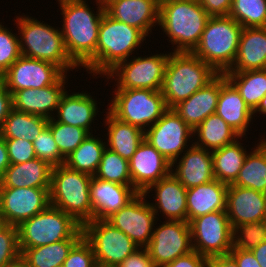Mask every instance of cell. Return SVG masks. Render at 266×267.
I'll return each mask as SVG.
<instances>
[{"mask_svg":"<svg viewBox=\"0 0 266 267\" xmlns=\"http://www.w3.org/2000/svg\"><path fill=\"white\" fill-rule=\"evenodd\" d=\"M57 1L63 16L61 33L68 55L79 67L86 68L89 74L96 76V46L105 12L104 3L95 0L98 7L94 12L86 3L87 0Z\"/></svg>","mask_w":266,"mask_h":267,"instance_id":"cell-1","label":"cell"},{"mask_svg":"<svg viewBox=\"0 0 266 267\" xmlns=\"http://www.w3.org/2000/svg\"><path fill=\"white\" fill-rule=\"evenodd\" d=\"M208 13L197 0H160L159 24L176 48L173 52H192L204 31Z\"/></svg>","mask_w":266,"mask_h":267,"instance_id":"cell-2","label":"cell"},{"mask_svg":"<svg viewBox=\"0 0 266 267\" xmlns=\"http://www.w3.org/2000/svg\"><path fill=\"white\" fill-rule=\"evenodd\" d=\"M218 73L192 52H170L161 88L167 108H173L212 81Z\"/></svg>","mask_w":266,"mask_h":267,"instance_id":"cell-3","label":"cell"},{"mask_svg":"<svg viewBox=\"0 0 266 267\" xmlns=\"http://www.w3.org/2000/svg\"><path fill=\"white\" fill-rule=\"evenodd\" d=\"M19 30L21 55L58 66L65 74L79 67L68 55L60 28L24 14L14 20Z\"/></svg>","mask_w":266,"mask_h":267,"instance_id":"cell-4","label":"cell"},{"mask_svg":"<svg viewBox=\"0 0 266 267\" xmlns=\"http://www.w3.org/2000/svg\"><path fill=\"white\" fill-rule=\"evenodd\" d=\"M243 27L230 16L209 17L200 41L192 51L218 74L234 64Z\"/></svg>","mask_w":266,"mask_h":267,"instance_id":"cell-5","label":"cell"},{"mask_svg":"<svg viewBox=\"0 0 266 267\" xmlns=\"http://www.w3.org/2000/svg\"><path fill=\"white\" fill-rule=\"evenodd\" d=\"M92 176L67 167L54 166L51 172L50 205L71 215L79 224L93 220L90 183Z\"/></svg>","mask_w":266,"mask_h":267,"instance_id":"cell-6","label":"cell"},{"mask_svg":"<svg viewBox=\"0 0 266 267\" xmlns=\"http://www.w3.org/2000/svg\"><path fill=\"white\" fill-rule=\"evenodd\" d=\"M17 228L21 253L26 248L83 238L82 225L71 215L51 205L23 221Z\"/></svg>","mask_w":266,"mask_h":267,"instance_id":"cell-7","label":"cell"},{"mask_svg":"<svg viewBox=\"0 0 266 267\" xmlns=\"http://www.w3.org/2000/svg\"><path fill=\"white\" fill-rule=\"evenodd\" d=\"M146 37L141 30L104 12L96 46V75L106 76L119 63L129 59Z\"/></svg>","mask_w":266,"mask_h":267,"instance_id":"cell-8","label":"cell"},{"mask_svg":"<svg viewBox=\"0 0 266 267\" xmlns=\"http://www.w3.org/2000/svg\"><path fill=\"white\" fill-rule=\"evenodd\" d=\"M109 110L116 118L144 132L168 109L161 91L151 89H115ZM146 127V128H145Z\"/></svg>","mask_w":266,"mask_h":267,"instance_id":"cell-9","label":"cell"},{"mask_svg":"<svg viewBox=\"0 0 266 267\" xmlns=\"http://www.w3.org/2000/svg\"><path fill=\"white\" fill-rule=\"evenodd\" d=\"M83 238L91 245L95 260L118 266L140 247L106 219H93L82 225Z\"/></svg>","mask_w":266,"mask_h":267,"instance_id":"cell-10","label":"cell"},{"mask_svg":"<svg viewBox=\"0 0 266 267\" xmlns=\"http://www.w3.org/2000/svg\"><path fill=\"white\" fill-rule=\"evenodd\" d=\"M189 227L193 250L207 259L227 255L233 248V228L226 210L194 218Z\"/></svg>","mask_w":266,"mask_h":267,"instance_id":"cell-11","label":"cell"},{"mask_svg":"<svg viewBox=\"0 0 266 267\" xmlns=\"http://www.w3.org/2000/svg\"><path fill=\"white\" fill-rule=\"evenodd\" d=\"M170 52L135 57L119 63L107 74L116 79L115 89H151L161 91ZM129 60V61H128Z\"/></svg>","mask_w":266,"mask_h":267,"instance_id":"cell-12","label":"cell"},{"mask_svg":"<svg viewBox=\"0 0 266 267\" xmlns=\"http://www.w3.org/2000/svg\"><path fill=\"white\" fill-rule=\"evenodd\" d=\"M193 136V130L173 108H168L162 117L144 132V138L171 163L188 149V143Z\"/></svg>","mask_w":266,"mask_h":267,"instance_id":"cell-13","label":"cell"},{"mask_svg":"<svg viewBox=\"0 0 266 267\" xmlns=\"http://www.w3.org/2000/svg\"><path fill=\"white\" fill-rule=\"evenodd\" d=\"M155 267L171 263L193 251L188 222L167 220L156 228L146 247Z\"/></svg>","mask_w":266,"mask_h":267,"instance_id":"cell-14","label":"cell"},{"mask_svg":"<svg viewBox=\"0 0 266 267\" xmlns=\"http://www.w3.org/2000/svg\"><path fill=\"white\" fill-rule=\"evenodd\" d=\"M144 193H139L132 201L106 220L131 238L140 248H146L152 238L157 218ZM147 201V202H146Z\"/></svg>","mask_w":266,"mask_h":267,"instance_id":"cell-15","label":"cell"},{"mask_svg":"<svg viewBox=\"0 0 266 267\" xmlns=\"http://www.w3.org/2000/svg\"><path fill=\"white\" fill-rule=\"evenodd\" d=\"M64 74L52 63L21 55L0 78L13 94L22 89H40L53 85Z\"/></svg>","mask_w":266,"mask_h":267,"instance_id":"cell-16","label":"cell"},{"mask_svg":"<svg viewBox=\"0 0 266 267\" xmlns=\"http://www.w3.org/2000/svg\"><path fill=\"white\" fill-rule=\"evenodd\" d=\"M50 188L0 187V211L9 225L19 226L50 205Z\"/></svg>","mask_w":266,"mask_h":267,"instance_id":"cell-17","label":"cell"},{"mask_svg":"<svg viewBox=\"0 0 266 267\" xmlns=\"http://www.w3.org/2000/svg\"><path fill=\"white\" fill-rule=\"evenodd\" d=\"M128 162L132 186L139 193H144L152 184L168 176L172 171V163L145 138Z\"/></svg>","mask_w":266,"mask_h":267,"instance_id":"cell-18","label":"cell"},{"mask_svg":"<svg viewBox=\"0 0 266 267\" xmlns=\"http://www.w3.org/2000/svg\"><path fill=\"white\" fill-rule=\"evenodd\" d=\"M103 3L108 16L141 30L146 36L159 24L160 0H105Z\"/></svg>","mask_w":266,"mask_h":267,"instance_id":"cell-19","label":"cell"},{"mask_svg":"<svg viewBox=\"0 0 266 267\" xmlns=\"http://www.w3.org/2000/svg\"><path fill=\"white\" fill-rule=\"evenodd\" d=\"M226 213L231 227L266 220V194L251 188L228 185Z\"/></svg>","mask_w":266,"mask_h":267,"instance_id":"cell-20","label":"cell"},{"mask_svg":"<svg viewBox=\"0 0 266 267\" xmlns=\"http://www.w3.org/2000/svg\"><path fill=\"white\" fill-rule=\"evenodd\" d=\"M66 79L67 74H64L53 85L45 86L40 89L31 88L15 91L12 94L13 109L52 119L61 97L66 92Z\"/></svg>","mask_w":266,"mask_h":267,"instance_id":"cell-21","label":"cell"},{"mask_svg":"<svg viewBox=\"0 0 266 267\" xmlns=\"http://www.w3.org/2000/svg\"><path fill=\"white\" fill-rule=\"evenodd\" d=\"M155 191V203H150L156 216L158 211L167 220L187 222V189L171 172L157 183L152 184L144 194L149 196L151 191Z\"/></svg>","mask_w":266,"mask_h":267,"instance_id":"cell-22","label":"cell"},{"mask_svg":"<svg viewBox=\"0 0 266 267\" xmlns=\"http://www.w3.org/2000/svg\"><path fill=\"white\" fill-rule=\"evenodd\" d=\"M139 192L132 185L104 181L92 176L90 183L93 219H107L132 201Z\"/></svg>","mask_w":266,"mask_h":267,"instance_id":"cell-23","label":"cell"},{"mask_svg":"<svg viewBox=\"0 0 266 267\" xmlns=\"http://www.w3.org/2000/svg\"><path fill=\"white\" fill-rule=\"evenodd\" d=\"M191 143L183 155L172 163L171 171L186 189L209 183L215 179L212 152ZM174 167H176L175 171Z\"/></svg>","mask_w":266,"mask_h":267,"instance_id":"cell-24","label":"cell"},{"mask_svg":"<svg viewBox=\"0 0 266 267\" xmlns=\"http://www.w3.org/2000/svg\"><path fill=\"white\" fill-rule=\"evenodd\" d=\"M221 90V74L189 98L173 107V110L195 130L209 115L215 113Z\"/></svg>","mask_w":266,"mask_h":267,"instance_id":"cell-25","label":"cell"},{"mask_svg":"<svg viewBox=\"0 0 266 267\" xmlns=\"http://www.w3.org/2000/svg\"><path fill=\"white\" fill-rule=\"evenodd\" d=\"M215 113L241 137L246 136L250 122L254 118L253 111L236 88L227 80L225 74H221V90Z\"/></svg>","mask_w":266,"mask_h":267,"instance_id":"cell-26","label":"cell"},{"mask_svg":"<svg viewBox=\"0 0 266 267\" xmlns=\"http://www.w3.org/2000/svg\"><path fill=\"white\" fill-rule=\"evenodd\" d=\"M90 93L75 92L70 95L66 91L54 114V120L63 124L77 126L85 129L89 134L91 132L92 122L98 113L96 99L92 98ZM57 114V115H56ZM56 118V119H55Z\"/></svg>","mask_w":266,"mask_h":267,"instance_id":"cell-27","label":"cell"},{"mask_svg":"<svg viewBox=\"0 0 266 267\" xmlns=\"http://www.w3.org/2000/svg\"><path fill=\"white\" fill-rule=\"evenodd\" d=\"M266 69V27L243 28L233 66L227 72Z\"/></svg>","mask_w":266,"mask_h":267,"instance_id":"cell-28","label":"cell"},{"mask_svg":"<svg viewBox=\"0 0 266 267\" xmlns=\"http://www.w3.org/2000/svg\"><path fill=\"white\" fill-rule=\"evenodd\" d=\"M227 187V184L214 179L187 189V222L208 213L226 210Z\"/></svg>","mask_w":266,"mask_h":267,"instance_id":"cell-29","label":"cell"},{"mask_svg":"<svg viewBox=\"0 0 266 267\" xmlns=\"http://www.w3.org/2000/svg\"><path fill=\"white\" fill-rule=\"evenodd\" d=\"M53 166L39 158L19 164H10L2 177L0 187L50 188Z\"/></svg>","mask_w":266,"mask_h":267,"instance_id":"cell-30","label":"cell"},{"mask_svg":"<svg viewBox=\"0 0 266 267\" xmlns=\"http://www.w3.org/2000/svg\"><path fill=\"white\" fill-rule=\"evenodd\" d=\"M106 114L104 122L108 127L106 128L108 130L106 147L129 161L139 144L144 140V131L137 126L119 120L109 110Z\"/></svg>","mask_w":266,"mask_h":267,"instance_id":"cell-31","label":"cell"},{"mask_svg":"<svg viewBox=\"0 0 266 267\" xmlns=\"http://www.w3.org/2000/svg\"><path fill=\"white\" fill-rule=\"evenodd\" d=\"M193 134L198 136V140L195 139L193 144L211 152L231 144L241 137L216 113L203 120L193 130Z\"/></svg>","mask_w":266,"mask_h":267,"instance_id":"cell-32","label":"cell"},{"mask_svg":"<svg viewBox=\"0 0 266 267\" xmlns=\"http://www.w3.org/2000/svg\"><path fill=\"white\" fill-rule=\"evenodd\" d=\"M239 139L242 141L240 137L235 142L212 151L214 178L227 185L235 182L247 156L246 148Z\"/></svg>","mask_w":266,"mask_h":267,"instance_id":"cell-33","label":"cell"},{"mask_svg":"<svg viewBox=\"0 0 266 267\" xmlns=\"http://www.w3.org/2000/svg\"><path fill=\"white\" fill-rule=\"evenodd\" d=\"M106 143L93 134H88L84 141L72 151L64 161L67 167L94 176L98 170Z\"/></svg>","mask_w":266,"mask_h":267,"instance_id":"cell-34","label":"cell"},{"mask_svg":"<svg viewBox=\"0 0 266 267\" xmlns=\"http://www.w3.org/2000/svg\"><path fill=\"white\" fill-rule=\"evenodd\" d=\"M224 74L248 107L254 111L266 95V69L225 72Z\"/></svg>","mask_w":266,"mask_h":267,"instance_id":"cell-35","label":"cell"},{"mask_svg":"<svg viewBox=\"0 0 266 267\" xmlns=\"http://www.w3.org/2000/svg\"><path fill=\"white\" fill-rule=\"evenodd\" d=\"M49 119L12 109L5 119L0 135L3 138L34 141L47 126Z\"/></svg>","mask_w":266,"mask_h":267,"instance_id":"cell-36","label":"cell"},{"mask_svg":"<svg viewBox=\"0 0 266 267\" xmlns=\"http://www.w3.org/2000/svg\"><path fill=\"white\" fill-rule=\"evenodd\" d=\"M80 240H61L44 246L26 248L21 257L30 267H62L71 249Z\"/></svg>","mask_w":266,"mask_h":267,"instance_id":"cell-37","label":"cell"},{"mask_svg":"<svg viewBox=\"0 0 266 267\" xmlns=\"http://www.w3.org/2000/svg\"><path fill=\"white\" fill-rule=\"evenodd\" d=\"M248 152L238 177L231 185L251 188L266 194V152L258 145Z\"/></svg>","mask_w":266,"mask_h":267,"instance_id":"cell-38","label":"cell"},{"mask_svg":"<svg viewBox=\"0 0 266 267\" xmlns=\"http://www.w3.org/2000/svg\"><path fill=\"white\" fill-rule=\"evenodd\" d=\"M94 176L104 181L132 185L128 160L107 147L103 152L98 170Z\"/></svg>","mask_w":266,"mask_h":267,"instance_id":"cell-39","label":"cell"},{"mask_svg":"<svg viewBox=\"0 0 266 267\" xmlns=\"http://www.w3.org/2000/svg\"><path fill=\"white\" fill-rule=\"evenodd\" d=\"M229 16L243 28L266 27V0H232Z\"/></svg>","mask_w":266,"mask_h":267,"instance_id":"cell-40","label":"cell"},{"mask_svg":"<svg viewBox=\"0 0 266 267\" xmlns=\"http://www.w3.org/2000/svg\"><path fill=\"white\" fill-rule=\"evenodd\" d=\"M47 126L64 158L74 151L89 134L81 127L63 124L55 121L54 118L49 119Z\"/></svg>","mask_w":266,"mask_h":267,"instance_id":"cell-41","label":"cell"},{"mask_svg":"<svg viewBox=\"0 0 266 267\" xmlns=\"http://www.w3.org/2000/svg\"><path fill=\"white\" fill-rule=\"evenodd\" d=\"M266 240V220L243 223L233 229V246L252 250Z\"/></svg>","mask_w":266,"mask_h":267,"instance_id":"cell-42","label":"cell"},{"mask_svg":"<svg viewBox=\"0 0 266 267\" xmlns=\"http://www.w3.org/2000/svg\"><path fill=\"white\" fill-rule=\"evenodd\" d=\"M32 144L36 158L48 162L53 167L64 164L65 158L61 155L48 126L40 132Z\"/></svg>","mask_w":266,"mask_h":267,"instance_id":"cell-43","label":"cell"},{"mask_svg":"<svg viewBox=\"0 0 266 267\" xmlns=\"http://www.w3.org/2000/svg\"><path fill=\"white\" fill-rule=\"evenodd\" d=\"M0 77L21 56L19 36L0 22Z\"/></svg>","mask_w":266,"mask_h":267,"instance_id":"cell-44","label":"cell"},{"mask_svg":"<svg viewBox=\"0 0 266 267\" xmlns=\"http://www.w3.org/2000/svg\"><path fill=\"white\" fill-rule=\"evenodd\" d=\"M20 256L18 228L9 225L0 232V267H7Z\"/></svg>","mask_w":266,"mask_h":267,"instance_id":"cell-45","label":"cell"},{"mask_svg":"<svg viewBox=\"0 0 266 267\" xmlns=\"http://www.w3.org/2000/svg\"><path fill=\"white\" fill-rule=\"evenodd\" d=\"M91 245L82 238L70 251L62 267H93L95 262Z\"/></svg>","mask_w":266,"mask_h":267,"instance_id":"cell-46","label":"cell"},{"mask_svg":"<svg viewBox=\"0 0 266 267\" xmlns=\"http://www.w3.org/2000/svg\"><path fill=\"white\" fill-rule=\"evenodd\" d=\"M10 164H19L36 158L31 141L24 139L4 138Z\"/></svg>","mask_w":266,"mask_h":267,"instance_id":"cell-47","label":"cell"},{"mask_svg":"<svg viewBox=\"0 0 266 267\" xmlns=\"http://www.w3.org/2000/svg\"><path fill=\"white\" fill-rule=\"evenodd\" d=\"M160 267H208V259L193 250Z\"/></svg>","mask_w":266,"mask_h":267,"instance_id":"cell-48","label":"cell"},{"mask_svg":"<svg viewBox=\"0 0 266 267\" xmlns=\"http://www.w3.org/2000/svg\"><path fill=\"white\" fill-rule=\"evenodd\" d=\"M210 17L229 16L232 0H197Z\"/></svg>","mask_w":266,"mask_h":267,"instance_id":"cell-49","label":"cell"},{"mask_svg":"<svg viewBox=\"0 0 266 267\" xmlns=\"http://www.w3.org/2000/svg\"><path fill=\"white\" fill-rule=\"evenodd\" d=\"M117 267H155L146 248H140L129 255Z\"/></svg>","mask_w":266,"mask_h":267,"instance_id":"cell-50","label":"cell"},{"mask_svg":"<svg viewBox=\"0 0 266 267\" xmlns=\"http://www.w3.org/2000/svg\"><path fill=\"white\" fill-rule=\"evenodd\" d=\"M13 109L12 94L6 89V86L0 78V131L3 128L5 119Z\"/></svg>","mask_w":266,"mask_h":267,"instance_id":"cell-51","label":"cell"},{"mask_svg":"<svg viewBox=\"0 0 266 267\" xmlns=\"http://www.w3.org/2000/svg\"><path fill=\"white\" fill-rule=\"evenodd\" d=\"M229 254L235 259L238 267H261L251 250L237 249L233 246Z\"/></svg>","mask_w":266,"mask_h":267,"instance_id":"cell-52","label":"cell"},{"mask_svg":"<svg viewBox=\"0 0 266 267\" xmlns=\"http://www.w3.org/2000/svg\"><path fill=\"white\" fill-rule=\"evenodd\" d=\"M208 267H238V265L235 259L230 254H227L209 258Z\"/></svg>","mask_w":266,"mask_h":267,"instance_id":"cell-53","label":"cell"},{"mask_svg":"<svg viewBox=\"0 0 266 267\" xmlns=\"http://www.w3.org/2000/svg\"><path fill=\"white\" fill-rule=\"evenodd\" d=\"M10 165L5 139L0 135V183L6 168Z\"/></svg>","mask_w":266,"mask_h":267,"instance_id":"cell-54","label":"cell"},{"mask_svg":"<svg viewBox=\"0 0 266 267\" xmlns=\"http://www.w3.org/2000/svg\"><path fill=\"white\" fill-rule=\"evenodd\" d=\"M252 253L261 267H266V240L259 246L253 248Z\"/></svg>","mask_w":266,"mask_h":267,"instance_id":"cell-55","label":"cell"},{"mask_svg":"<svg viewBox=\"0 0 266 267\" xmlns=\"http://www.w3.org/2000/svg\"><path fill=\"white\" fill-rule=\"evenodd\" d=\"M257 112L263 114V116L266 115V95L261 99L257 108L253 111V115L255 116Z\"/></svg>","mask_w":266,"mask_h":267,"instance_id":"cell-56","label":"cell"},{"mask_svg":"<svg viewBox=\"0 0 266 267\" xmlns=\"http://www.w3.org/2000/svg\"><path fill=\"white\" fill-rule=\"evenodd\" d=\"M7 267H30L27 262L20 256L18 259L11 262Z\"/></svg>","mask_w":266,"mask_h":267,"instance_id":"cell-57","label":"cell"},{"mask_svg":"<svg viewBox=\"0 0 266 267\" xmlns=\"http://www.w3.org/2000/svg\"><path fill=\"white\" fill-rule=\"evenodd\" d=\"M9 226L4 214L0 211V232L5 230Z\"/></svg>","mask_w":266,"mask_h":267,"instance_id":"cell-58","label":"cell"},{"mask_svg":"<svg viewBox=\"0 0 266 267\" xmlns=\"http://www.w3.org/2000/svg\"><path fill=\"white\" fill-rule=\"evenodd\" d=\"M93 267H116V266H111V265L106 264V263H101V262L95 261L93 264Z\"/></svg>","mask_w":266,"mask_h":267,"instance_id":"cell-59","label":"cell"},{"mask_svg":"<svg viewBox=\"0 0 266 267\" xmlns=\"http://www.w3.org/2000/svg\"><path fill=\"white\" fill-rule=\"evenodd\" d=\"M260 141H259V143H258V145L266 152V139H265V137L261 140V139H259Z\"/></svg>","mask_w":266,"mask_h":267,"instance_id":"cell-60","label":"cell"}]
</instances>
